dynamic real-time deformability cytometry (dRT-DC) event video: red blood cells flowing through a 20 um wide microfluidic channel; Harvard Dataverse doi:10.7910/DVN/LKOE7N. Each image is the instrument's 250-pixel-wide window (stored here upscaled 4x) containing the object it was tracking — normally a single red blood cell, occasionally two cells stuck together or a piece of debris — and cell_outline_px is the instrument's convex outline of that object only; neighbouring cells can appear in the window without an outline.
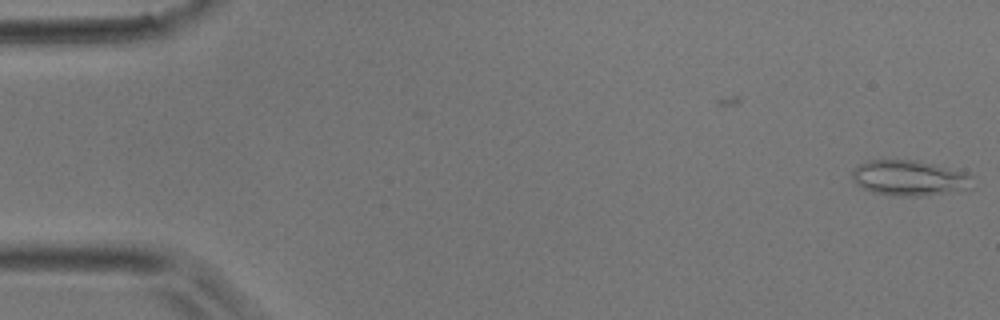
{"species": "common noctule bat (a hibernating species)", "species_latin": "Nyctalus noctula", "temperature_condition": "room temperature", "stored_images_in_passage": 5, "camera_frame_rate_fps": 3000, "um_per_image_px": 0.085, "animal": {"sex": "male", "body_mass_g": 17.9}, "frame": {"image": 1, "passage_image": 5, "time_ms": 1.333, "image_size_px": [1000, 320], "cell_outline_px": [[976, 188], [920, 196], [896, 196], [872, 192], [856, 184], [852, 176], [852, 172], [860, 164], [868, 160], [916, 160], [964, 172], [972, 176]], "centroid_in_image_um": [77.34, 15.14], "position_along_channel_um": 7.7, "area_um2": 24.8}}